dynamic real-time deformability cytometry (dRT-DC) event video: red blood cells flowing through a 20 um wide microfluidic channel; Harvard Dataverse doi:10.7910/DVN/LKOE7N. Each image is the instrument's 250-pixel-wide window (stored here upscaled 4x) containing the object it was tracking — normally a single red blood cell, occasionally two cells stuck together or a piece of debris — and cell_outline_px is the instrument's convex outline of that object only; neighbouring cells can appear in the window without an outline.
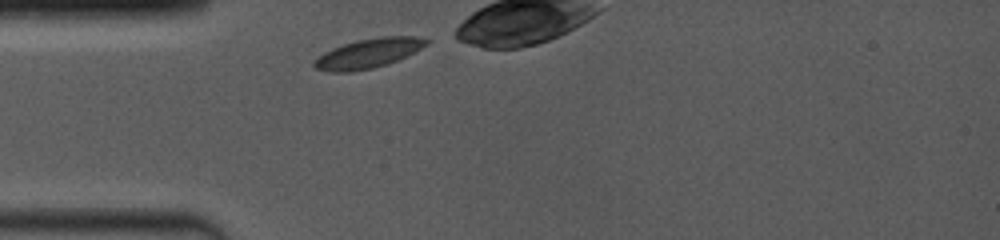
{"species": "common noctule bat (a hibernating species)", "species_latin": "Nyctalus noctula", "temperature_condition": "room temperature", "stored_images_in_passage": 34, "camera_frame_rate_fps": 4000, "um_per_image_px": 0.085, "animal": {"sex": "female", "body_mass_g": 19.0, "forearm_length_mm": 53.3}, "frame": {"image": 1, "passage_image": 1, "time_ms": 0.0, "image_size_px": [1000, 240], "cell_outline_px": [[432, 40], [428, 44], [408, 56], [372, 68], [352, 72], [332, 72], [316, 68], [312, 64], [324, 52], [332, 48], [356, 40], [380, 36], [416, 36]], "centroid_in_image_um": [31.35, 4.51], "position_along_channel_um": 53.6, "area_um2": 19.19}}
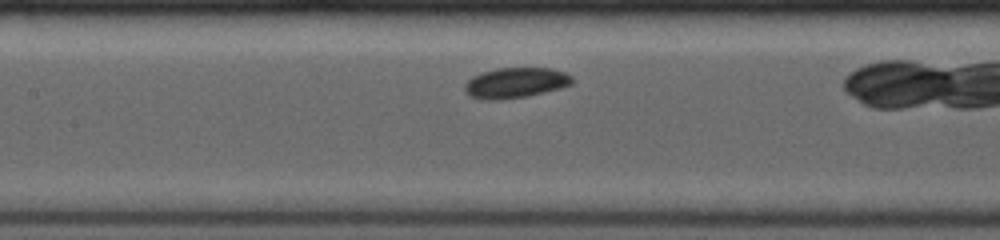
{"frame": {"image": 2, "passage_image": 16, "time_ms": 3.0, "image_size_px": [1000, 240], "cell_outline_px": [[572, 84], [560, 88], [528, 96], [500, 100], [484, 100], [468, 96], [464, 92], [464, 84], [472, 76], [480, 72], [496, 68], [552, 68], [564, 72], [572, 76]], "centroid_in_image_um": [43.77, 7.04], "position_along_channel_um": 163.6, "area_um2": 19.31}}
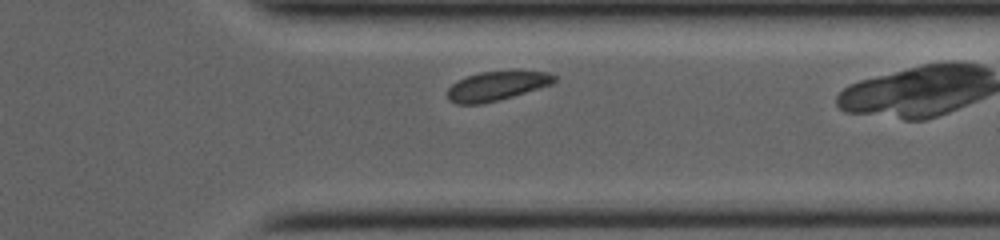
{"frame": {"image": 3, "passage_image": 32, "time_ms": 8.25, "image_size_px": [1000, 240], "cell_outline_px": [[556, 80], [552, 84], [512, 96], [484, 104], [456, 104], [448, 100], [448, 88], [452, 84], [468, 76], [480, 72], [512, 68], [548, 72], [556, 76]], "centroid_in_image_um": [42.27, 7.26], "position_along_channel_um": 369.1, "area_um2": 18.73}}